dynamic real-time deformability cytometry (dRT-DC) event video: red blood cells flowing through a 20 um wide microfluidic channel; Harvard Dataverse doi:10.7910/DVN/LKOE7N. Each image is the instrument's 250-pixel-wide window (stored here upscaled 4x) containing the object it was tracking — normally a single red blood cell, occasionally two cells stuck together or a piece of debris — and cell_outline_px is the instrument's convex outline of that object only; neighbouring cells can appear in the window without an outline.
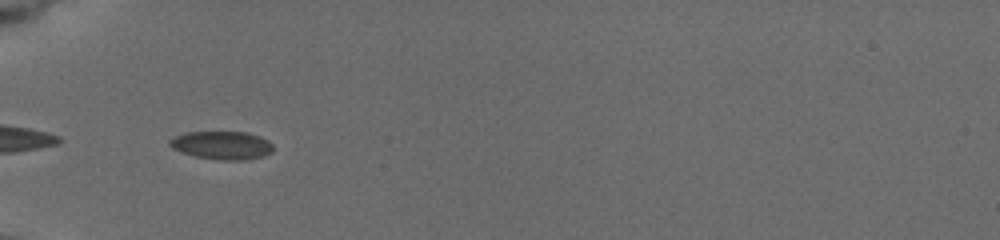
{"species": "common noctule bat (a hibernating species)", "species_latin": "Nyctalus noctula", "temperature_condition": "cold", "stored_images_in_passage": 9, "camera_frame_rate_fps": 3000, "um_per_image_px": 0.085, "animal": {"sex": "female", "body_mass_g": 19.5, "forearm_length_mm": 54.1}, "frame": {"image": 1, "passage_image": 1, "time_ms": 0.0, "image_size_px": [1000, 240], "cell_outline_px": [[272, 152], [264, 156], [240, 160], [220, 160], [196, 156], [180, 152], [172, 148], [168, 144], [168, 140], [184, 132], [248, 132], [260, 136], [268, 140], [272, 144]], "centroid_in_image_um": [18.85, 12.34], "position_along_channel_um": 66.1, "area_um2": 17.05}}
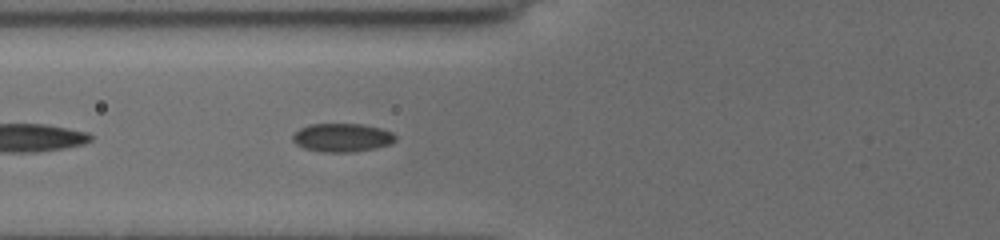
{"frame": {"image": 2, "passage_image": 5, "time_ms": 1.0, "image_size_px": [1000, 240], "cell_outline_px": [[396, 140], [392, 144], [376, 148], [352, 152], [320, 152], [304, 148], [296, 144], [292, 140], [292, 136], [300, 128], [308, 124], [364, 124], [380, 128], [392, 132], [396, 136]], "centroid_in_image_um": [29.09, 11.7], "position_along_channel_um": 96.7, "area_um2": 17.22}}